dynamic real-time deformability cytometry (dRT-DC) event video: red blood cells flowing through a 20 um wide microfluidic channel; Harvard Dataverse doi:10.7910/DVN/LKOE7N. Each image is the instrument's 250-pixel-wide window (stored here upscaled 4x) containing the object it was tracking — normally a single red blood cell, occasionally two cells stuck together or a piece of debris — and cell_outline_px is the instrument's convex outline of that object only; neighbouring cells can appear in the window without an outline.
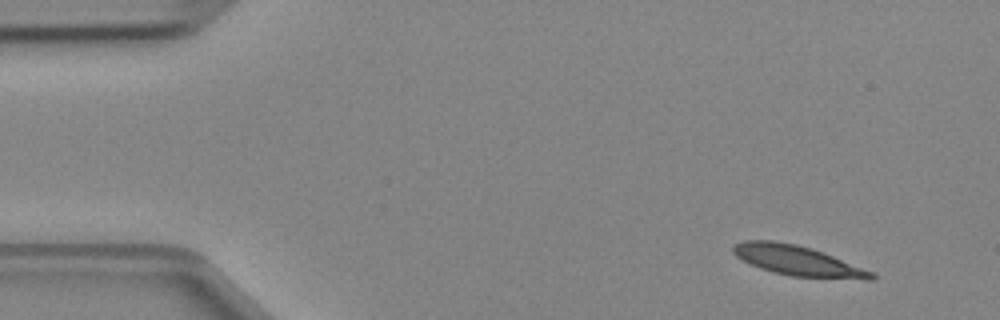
{"species": "Egyptian fruit bat (a non-hibernating species)", "species_latin": "Rousettus aegyptiacus", "temperature_condition": "cold", "stored_images_in_passage": 5, "camera_frame_rate_fps": 3000, "um_per_image_px": 0.085, "animal": {"sex": "female"}, "frame": {"image": 1, "passage_image": 1, "time_ms": 0.0, "image_size_px": [1000, 320], "cell_outline_px": [[876, 280], [864, 280], [792, 276], [772, 272], [760, 268], [736, 256], [732, 252], [732, 244], [744, 240], [772, 240], [796, 244], [812, 248], [876, 272]], "centroid_in_image_um": [67.85, 22.16], "position_along_channel_um": 17.1, "area_um2": 24.51}}
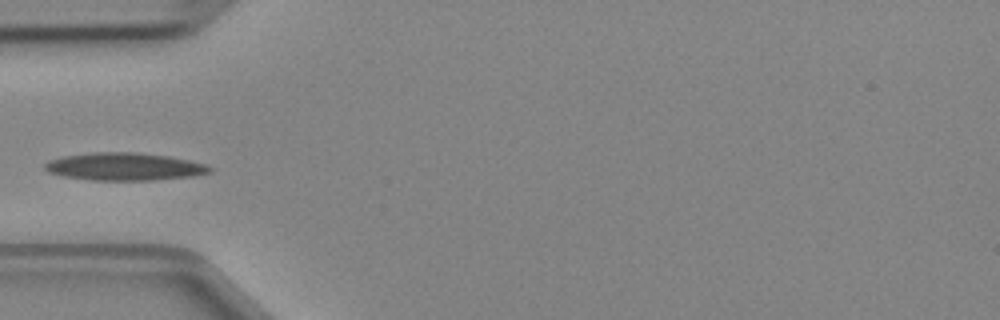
{"frame": {"image": 2, "passage_image": 4, "time_ms": 1.0, "image_size_px": [1000, 320], "cell_outline_px": [[212, 172], [192, 176], [152, 180], [92, 180], [64, 176], [48, 172], [44, 168], [44, 164], [48, 160], [64, 156], [92, 152], [136, 152], [168, 156], [188, 160], [204, 164], [212, 168]], "centroid_in_image_um": [10.55, 14.16], "position_along_channel_um": 74.5, "area_um2": 26.47}}